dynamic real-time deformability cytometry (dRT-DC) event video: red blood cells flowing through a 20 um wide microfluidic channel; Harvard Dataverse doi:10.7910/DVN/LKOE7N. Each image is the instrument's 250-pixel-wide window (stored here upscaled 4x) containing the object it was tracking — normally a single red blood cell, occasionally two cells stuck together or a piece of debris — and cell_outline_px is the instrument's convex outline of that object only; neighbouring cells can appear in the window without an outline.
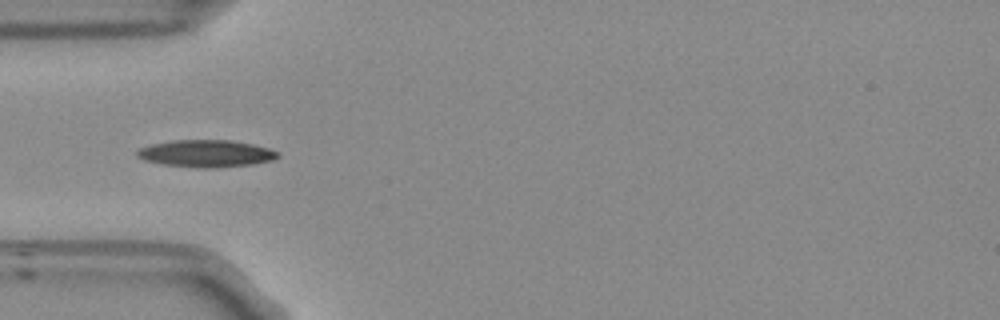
{"species": "Egyptian fruit bat (a non-hibernating species)", "species_latin": "Rousettus aegyptiacus", "temperature_condition": "room temperature", "stored_images_in_passage": 27, "camera_frame_rate_fps": 3000, "um_per_image_px": 0.085, "frame": {"image": 1, "passage_image": 5, "time_ms": 1.333, "image_size_px": [1000, 320], "cell_outline_px": [[280, 156], [272, 160], [252, 164], [216, 168], [196, 168], [164, 164], [144, 160], [136, 156], [136, 152], [140, 148], [152, 144], [172, 140], [228, 140], [252, 144], [268, 148], [280, 152]], "centroid_in_image_um": [17.52, 13.05], "position_along_channel_um": 67.5, "area_um2": 22.25}}
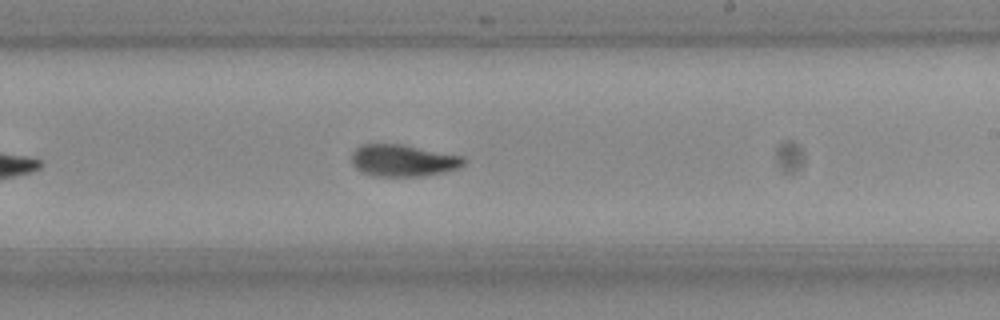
{"frame": {"image": 2, "passage_image": 20, "time_ms": 6.333, "image_size_px": [1000, 320], "cell_outline_px": [[464, 164], [460, 168], [444, 172], [420, 176], [376, 176], [364, 172], [356, 168], [352, 164], [352, 152], [356, 148], [364, 144], [404, 144], [464, 156]], "centroid_in_image_um": [34.29, 13.63], "position_along_channel_um": 254.7, "area_um2": 20.87}}